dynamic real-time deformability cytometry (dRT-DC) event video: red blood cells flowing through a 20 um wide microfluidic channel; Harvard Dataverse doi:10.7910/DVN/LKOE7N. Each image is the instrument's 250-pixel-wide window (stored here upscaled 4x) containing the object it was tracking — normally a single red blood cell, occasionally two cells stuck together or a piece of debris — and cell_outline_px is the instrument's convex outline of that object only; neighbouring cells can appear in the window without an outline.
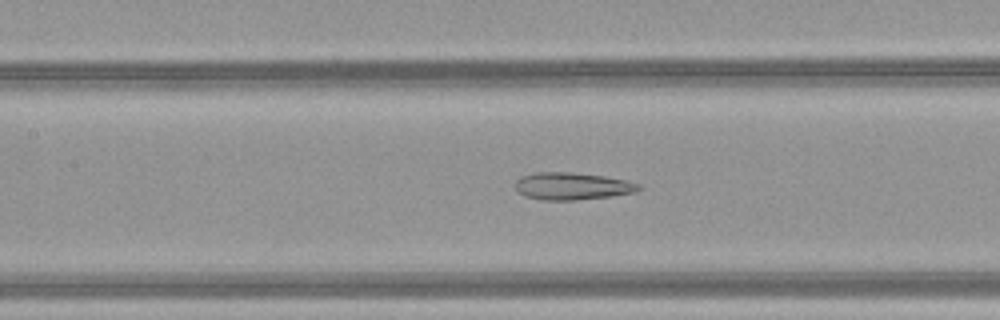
{"species": "common noctule bat (a hibernating species)", "species_latin": "Nyctalus noctula", "temperature_condition": "warm", "stored_images_in_passage": 52, "camera_frame_rate_fps": 3000, "um_per_image_px": 0.085, "animal": {"sex": "female", "body_mass_g": 21.9}, "frame": {"image": 1, "passage_image": 25, "time_ms": 8.0, "image_size_px": [1000, 320], "cell_outline_px": [[644, 188], [636, 192], [612, 196], [576, 200], [544, 200], [524, 196], [516, 192], [516, 180], [520, 176], [536, 172], [572, 172], [604, 176], [628, 180], [640, 184]], "centroid_in_image_um": [48.66, 15.82], "position_along_channel_um": 158.7, "area_um2": 19.94}}
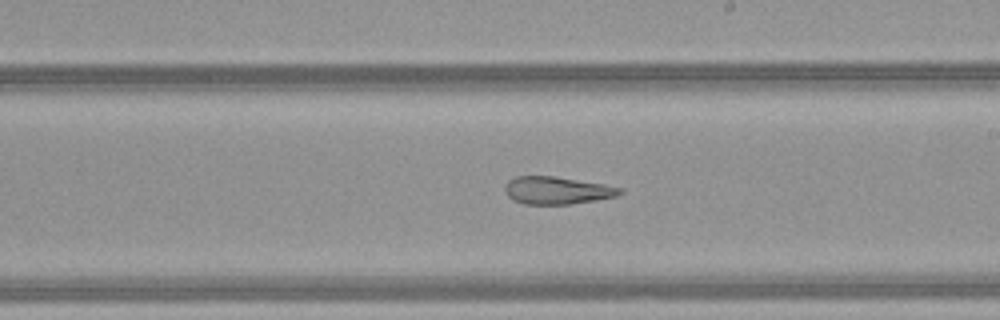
{"frame": {"image": 2, "passage_image": 31, "time_ms": 10.0, "image_size_px": [1000, 320], "cell_outline_px": [[624, 192], [616, 196], [596, 200], [572, 204], [524, 204], [512, 200], [504, 192], [504, 184], [508, 180], [516, 176], [552, 176], [604, 184], [624, 188]], "centroid_in_image_um": [47.32, 16.18], "position_along_channel_um": 241.7, "area_um2": 18.61}}
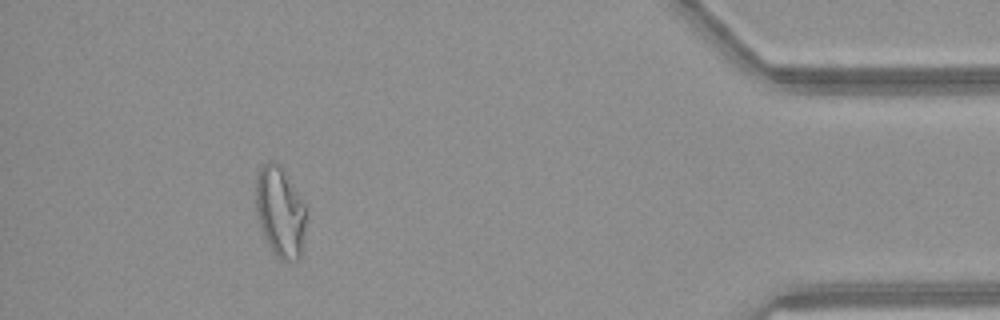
{"frame": {"image": 3, "passage_image": 47, "time_ms": 15.333, "image_size_px": [1000, 320], "cell_outline_px": [[304, 232], [300, 256], [296, 260], [280, 260], [272, 252], [260, 228], [256, 208], [256, 172], [268, 160], [276, 160], [304, 204]], "centroid_in_image_um": [23.76, 18.0], "position_along_channel_um": 411.4, "area_um2": 26.01}}